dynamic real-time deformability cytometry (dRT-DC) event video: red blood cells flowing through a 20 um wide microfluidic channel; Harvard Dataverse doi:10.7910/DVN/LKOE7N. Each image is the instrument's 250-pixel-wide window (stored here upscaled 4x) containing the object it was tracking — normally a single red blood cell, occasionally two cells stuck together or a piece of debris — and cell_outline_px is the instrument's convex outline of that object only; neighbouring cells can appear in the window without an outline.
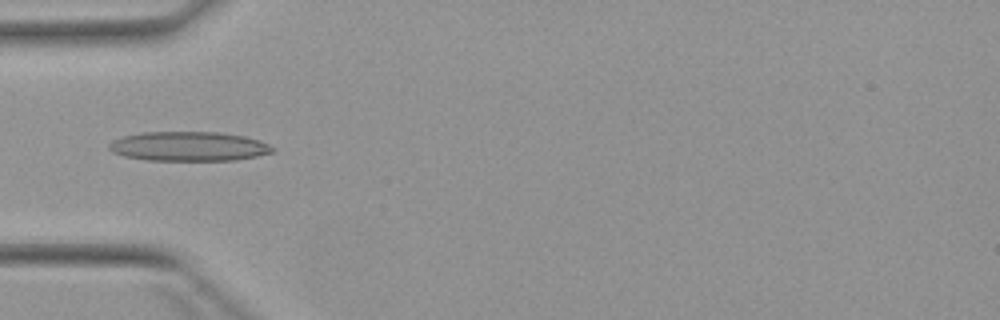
{"species": "Egyptian fruit bat (a non-hibernating species)", "species_latin": "Rousettus aegyptiacus", "temperature_condition": "warm", "stored_images_in_passage": 6, "camera_frame_rate_fps": 3000, "um_per_image_px": 0.085, "animal": {"sex": "female"}, "frame": {"image": 1, "passage_image": 5, "time_ms": 5.0, "image_size_px": [1000, 320], "cell_outline_px": [[276, 148], [272, 152], [256, 156], [236, 160], [144, 160], [124, 156], [112, 152], [108, 148], [108, 144], [112, 140], [124, 136], [144, 132], [220, 132], [244, 136], [260, 140]], "centroid_in_image_um": [16.03, 12.44], "position_along_channel_um": 69.0, "area_um2": 28.09}}
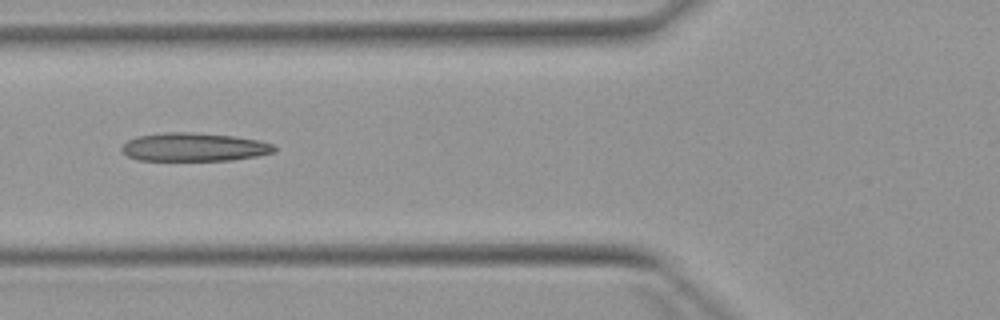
{"frame": {"image": 2, "passage_image": 6, "time_ms": 6.0, "image_size_px": [1000, 320], "cell_outline_px": [[276, 152], [256, 156], [232, 160], [136, 160], [128, 156], [120, 148], [128, 140], [136, 136], [164, 132], [192, 132], [232, 136], [256, 140], [272, 144], [276, 148]], "centroid_in_image_um": [16.47, 12.5], "position_along_channel_um": 109.3, "area_um2": 25.14}}